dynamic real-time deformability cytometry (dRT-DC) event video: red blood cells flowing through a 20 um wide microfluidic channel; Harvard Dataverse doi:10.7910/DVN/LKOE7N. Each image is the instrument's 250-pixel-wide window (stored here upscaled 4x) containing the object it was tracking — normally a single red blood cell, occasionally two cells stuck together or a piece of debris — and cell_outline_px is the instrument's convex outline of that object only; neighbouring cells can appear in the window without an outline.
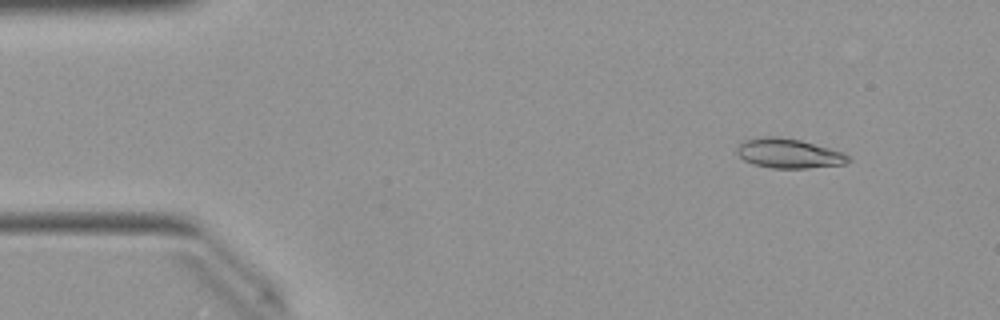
{"species": "Egyptian fruit bat (a non-hibernating species)", "species_latin": "Rousettus aegyptiacus", "temperature_condition": "warm", "stored_images_in_passage": 50, "camera_frame_rate_fps": 3000, "um_per_image_px": 0.085, "animal": {"sex": "female"}, "frame": {"image": 1, "passage_image": 5, "time_ms": 1.333, "image_size_px": [1000, 320], "cell_outline_px": [[852, 160], [844, 164], [808, 168], [772, 168], [752, 164], [744, 160], [736, 152], [736, 148], [744, 140], [764, 136], [776, 136], [800, 140], [844, 152]], "centroid_in_image_um": [67.04, 13.04], "position_along_channel_um": 18.0, "area_um2": 19.19}}
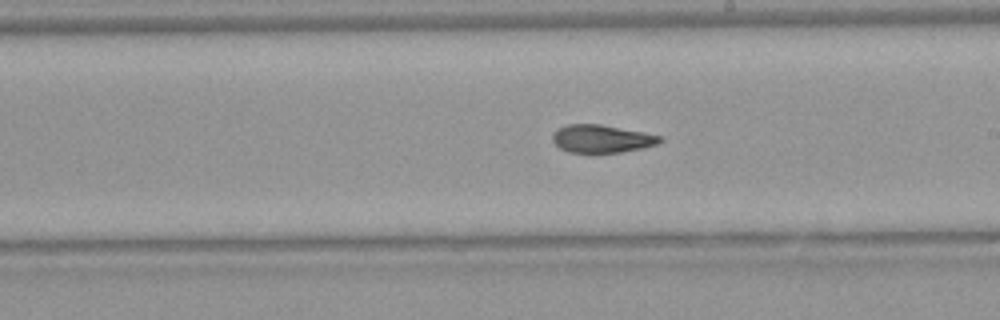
{"frame": {"image": 2, "passage_image": 28, "time_ms": 9.0, "image_size_px": [1000, 320], "cell_outline_px": [[664, 140], [656, 144], [640, 148], [620, 152], [592, 156], [568, 152], [560, 148], [552, 140], [552, 132], [556, 128], [568, 124], [600, 124], [644, 132], [664, 136]], "centroid_in_image_um": [51.1, 11.83], "position_along_channel_um": 237.9, "area_um2": 18.21}}
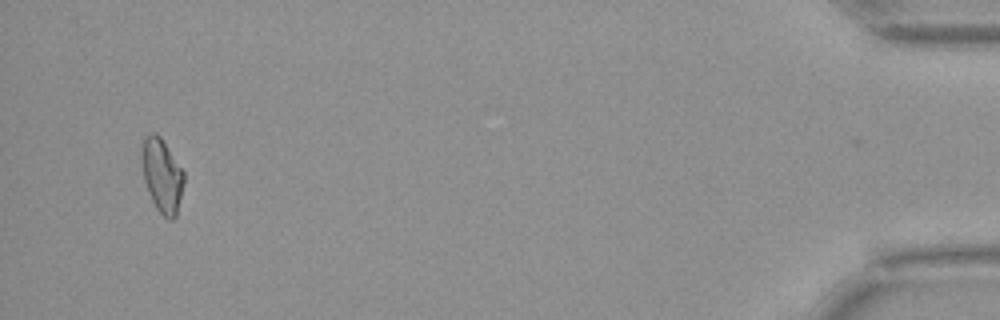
{"frame": {"image": 3, "passage_image": 48, "time_ms": 15.667, "image_size_px": [1000, 320], "cell_outline_px": [[184, 184], [176, 216], [172, 220], [168, 220], [156, 208], [148, 192], [144, 180], [140, 156], [140, 148], [144, 136], [152, 132], [156, 132], [160, 136], [184, 172]], "centroid_in_image_um": [13.74, 14.88], "position_along_channel_um": 421.5, "area_um2": 18.32}, "authors_computed_cell_mechanics": {"area_um2": 18.2359, "velocity_mm_per_s": 4.0421, "shape_relaxation_time_tau1_ms": null, "shape_relaxation_time_tau2_ms": 2.8545, "deformation_change_tau1": null, "deformation_change_tau2": 0.0985}}